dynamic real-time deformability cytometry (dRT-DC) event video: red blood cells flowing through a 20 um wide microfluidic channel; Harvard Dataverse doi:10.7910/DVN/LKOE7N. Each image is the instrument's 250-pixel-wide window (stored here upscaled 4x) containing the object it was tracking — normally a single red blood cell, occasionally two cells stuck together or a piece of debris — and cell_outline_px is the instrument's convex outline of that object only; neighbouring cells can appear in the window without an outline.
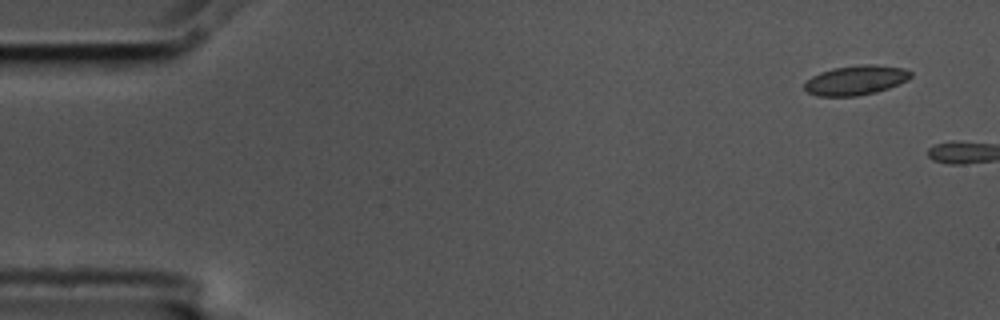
{"species": "common noctule bat (a hibernating species)", "species_latin": "Nyctalus noctula", "temperature_condition": "cold", "stored_images_in_passage": 2, "camera_frame_rate_fps": 3000, "um_per_image_px": 0.085, "animal": {"sex": "male", "body_mass_g": 17.5, "forearm_length_mm": 52.3}, "frame": {"image": 1, "passage_image": 1, "time_ms": 0.0, "image_size_px": [1000, 320], "cell_outline_px": [[912, 76], [908, 80], [900, 84], [876, 92], [856, 96], [816, 96], [808, 92], [804, 88], [804, 84], [812, 76], [820, 72], [832, 68], [860, 64], [872, 64], [904, 68], [912, 72]], "centroid_in_image_um": [72.76, 6.81], "position_along_channel_um": 12.2, "area_um2": 18.44}}